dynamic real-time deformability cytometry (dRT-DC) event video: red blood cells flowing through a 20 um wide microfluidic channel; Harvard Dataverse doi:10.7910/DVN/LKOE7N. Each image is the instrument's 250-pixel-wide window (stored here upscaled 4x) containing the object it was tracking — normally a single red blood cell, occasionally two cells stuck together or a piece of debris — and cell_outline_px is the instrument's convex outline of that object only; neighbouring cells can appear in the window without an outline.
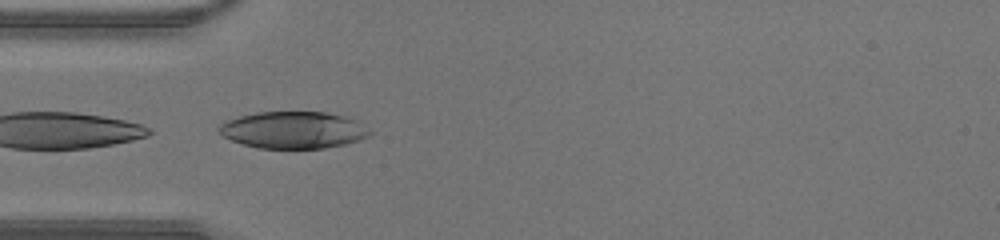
{"species": "human", "species_latin": "Homo sapiens", "temperature_condition": "warm", "stored_images_in_passage": 13, "camera_frame_rate_fps": 3000, "um_per_image_px": 0.085, "donor": {"sex": "male"}, "frame": {"image": 1, "passage_image": 1, "time_ms": 0.0, "image_size_px": [1000, 240], "cell_outline_px": [[372, 132], [368, 136], [360, 140], [344, 144], [324, 148], [260, 148], [244, 144], [232, 140], [224, 136], [216, 128], [220, 124], [228, 120], [240, 116], [256, 112], [324, 112], [344, 116], [356, 120]], "centroid_in_image_um": [24.93, 11.04], "position_along_channel_um": 60.1, "area_um2": 32.19}}
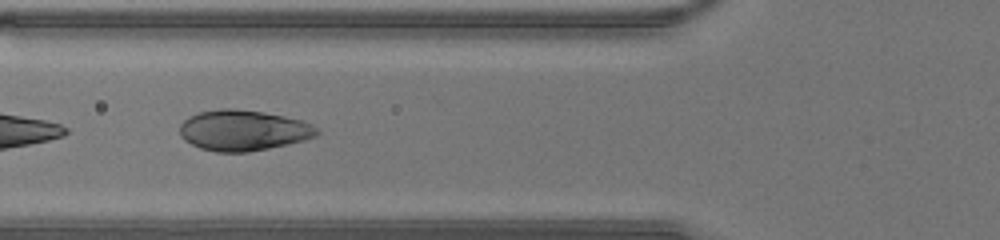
{"frame": {"image": 2, "passage_image": 4, "time_ms": 1.0, "image_size_px": [1000, 240], "cell_outline_px": [[320, 132], [316, 136], [304, 140], [288, 144], [248, 152], [216, 152], [200, 148], [184, 140], [180, 136], [180, 124], [188, 116], [200, 112], [224, 108], [236, 108], [264, 112], [304, 120], [312, 124]], "centroid_in_image_um": [20.68, 11.07], "position_along_channel_um": 105.1, "area_um2": 32.66}}
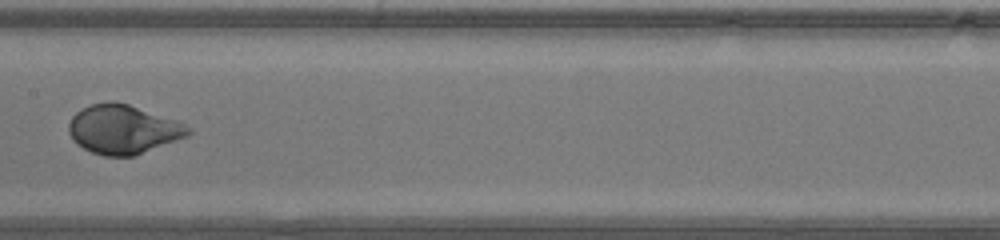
{"frame": {"image": 3, "passage_image": 10, "time_ms": 3.0, "image_size_px": [1000, 240], "cell_outline_px": [[192, 132], [188, 136], [132, 156], [104, 156], [92, 152], [76, 144], [68, 132], [68, 124], [72, 116], [76, 112], [92, 104], [108, 100], [116, 100], [180, 120], [192, 128]], "centroid_in_image_um": [10.49, 10.97], "position_along_channel_um": 196.9, "area_um2": 34.51}}